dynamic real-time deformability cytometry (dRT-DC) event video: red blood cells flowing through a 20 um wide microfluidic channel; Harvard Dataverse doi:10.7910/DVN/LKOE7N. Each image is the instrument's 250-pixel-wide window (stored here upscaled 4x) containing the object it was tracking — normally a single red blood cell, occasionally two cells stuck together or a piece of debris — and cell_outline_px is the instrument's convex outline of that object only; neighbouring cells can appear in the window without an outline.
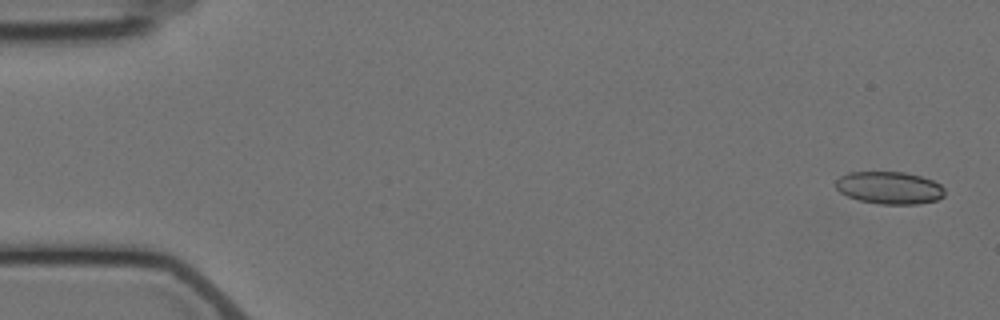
{"species": "Egyptian fruit bat (a non-hibernating species)", "species_latin": "Rousettus aegyptiacus", "temperature_condition": "cold", "stored_images_in_passage": 5, "camera_frame_rate_fps": 3000, "um_per_image_px": 0.085, "animal": {"sex": "female"}, "frame": {"image": 1, "passage_image": 1, "time_ms": 0.0, "image_size_px": [1000, 320], "cell_outline_px": [[944, 196], [936, 200], [916, 204], [880, 204], [860, 200], [848, 196], [840, 192], [836, 188], [836, 180], [840, 176], [848, 172], [904, 172], [920, 176], [932, 180], [940, 184], [944, 188]], "centroid_in_image_um": [75.59, 15.96], "position_along_channel_um": 9.4, "area_um2": 20.52}}
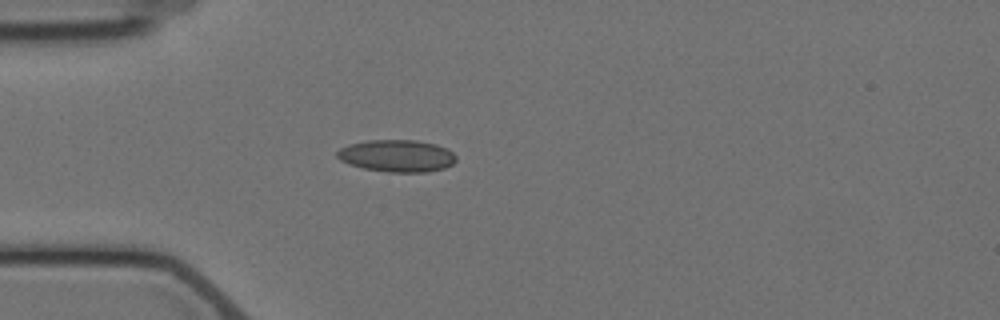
{"frame": {"image": 2, "passage_image": 5, "time_ms": 4.667, "image_size_px": [1000, 320], "cell_outline_px": [[456, 160], [452, 164], [444, 168], [428, 172], [388, 172], [364, 168], [340, 160], [336, 156], [336, 152], [340, 148], [348, 144], [368, 140], [416, 140], [436, 144], [448, 148], [456, 156]], "centroid_in_image_um": [33.75, 13.24], "position_along_channel_um": 51.2, "area_um2": 22.31}}